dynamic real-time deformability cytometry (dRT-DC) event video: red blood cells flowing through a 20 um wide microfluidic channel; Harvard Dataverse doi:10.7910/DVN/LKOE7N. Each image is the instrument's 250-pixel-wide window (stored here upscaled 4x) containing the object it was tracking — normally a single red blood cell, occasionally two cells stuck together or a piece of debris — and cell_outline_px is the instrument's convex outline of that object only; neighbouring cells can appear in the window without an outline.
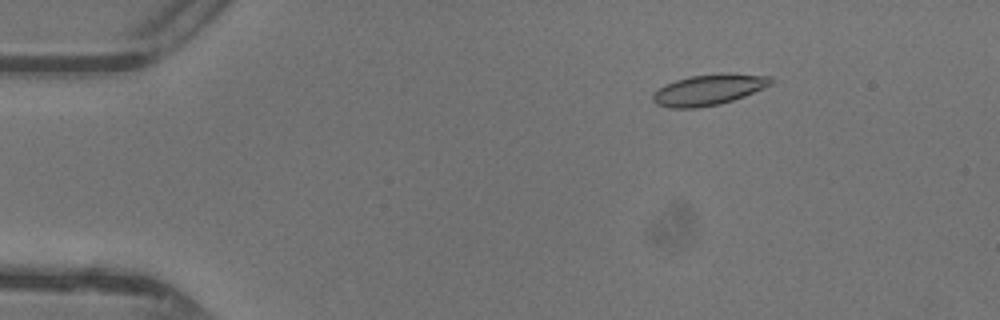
{"species": "common noctule bat (a hibernating species)", "species_latin": "Nyctalus noctula", "temperature_condition": "warm", "stored_images_in_passage": 44, "camera_frame_rate_fps": 3000, "um_per_image_px": 0.085, "animal": {"sex": "female"}, "frame": {"image": 1, "passage_image": 8, "time_ms": 2.333, "image_size_px": [1000, 320], "cell_outline_px": [[776, 80], [772, 84], [744, 96], [720, 104], [696, 108], [672, 108], [656, 104], [652, 100], [652, 96], [664, 84], [688, 76], [720, 72], [724, 72], [772, 76]], "centroid_in_image_um": [60.28, 7.6], "position_along_channel_um": 24.7, "area_um2": 21.44}}
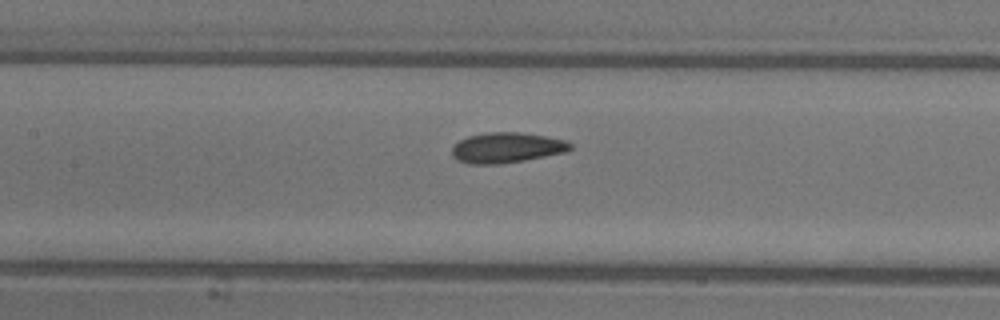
{"frame": {"image": 2, "passage_image": 23, "time_ms": 7.333, "image_size_px": [1000, 320], "cell_outline_px": [[572, 148], [568, 152], [524, 160], [500, 164], [468, 164], [456, 160], [452, 156], [452, 148], [460, 140], [468, 136], [488, 132], [520, 132], [544, 136], [564, 140], [572, 144]], "centroid_in_image_um": [43.06, 12.56], "position_along_channel_um": 164.3, "area_um2": 20.98}}
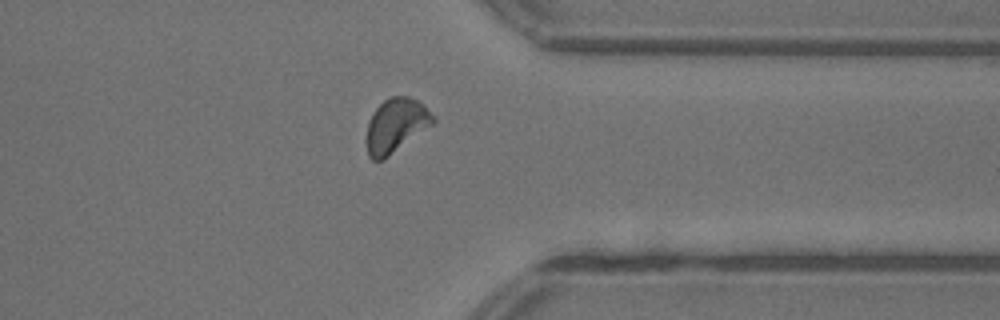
{"frame": {"image": 3, "passage_image": 38, "time_ms": 12.333, "image_size_px": [1000, 320], "cell_outline_px": [[436, 120], [432, 124], [384, 160], [372, 160], [368, 156], [364, 140], [368, 124], [372, 112], [384, 100], [392, 96], [408, 96], [416, 100]], "centroid_in_image_um": [33.57, 10.7], "position_along_channel_um": 377.8, "area_um2": 20.75}}